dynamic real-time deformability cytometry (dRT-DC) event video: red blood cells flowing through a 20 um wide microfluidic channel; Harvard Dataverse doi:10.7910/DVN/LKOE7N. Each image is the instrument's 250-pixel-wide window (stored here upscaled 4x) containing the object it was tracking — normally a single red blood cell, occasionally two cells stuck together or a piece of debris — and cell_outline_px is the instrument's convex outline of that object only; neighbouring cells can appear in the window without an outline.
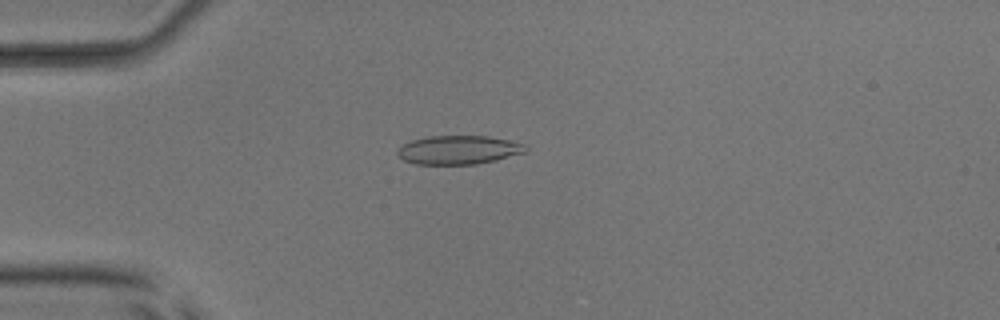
{"species": "common noctule bat (a hibernating species)", "species_latin": "Nyctalus noctula", "temperature_condition": "room temperature", "stored_images_in_passage": 46, "camera_frame_rate_fps": 3000, "um_per_image_px": 0.085, "animal": {"sex": "male", "body_mass_g": 17.9, "forearm_length_mm": 54.2}, "frame": {"image": 1, "passage_image": 14, "time_ms": 4.333, "image_size_px": [1000, 320], "cell_outline_px": [[528, 148], [524, 152], [476, 164], [416, 164], [404, 160], [396, 152], [404, 144], [412, 140], [428, 136], [488, 136], [528, 144]], "centroid_in_image_um": [38.98, 12.73], "position_along_channel_um": 46.0, "area_um2": 21.15}}
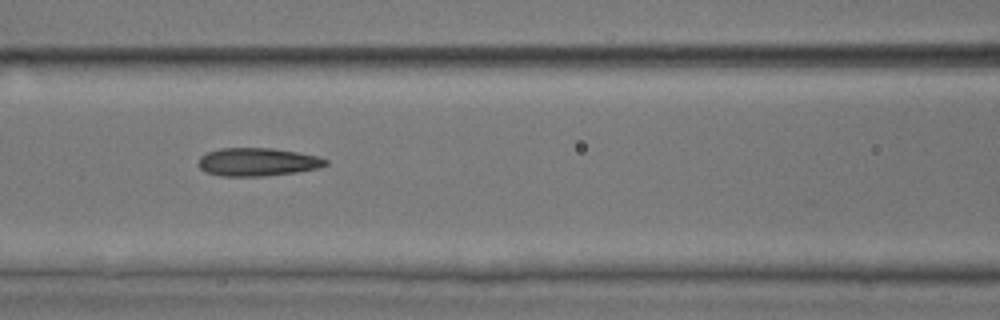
{"frame": {"image": 2, "passage_image": 23, "time_ms": 7.333, "image_size_px": [1000, 320], "cell_outline_px": [[328, 164], [320, 168], [296, 172], [264, 176], [220, 176], [204, 172], [196, 164], [200, 156], [208, 152], [220, 148], [272, 148], [296, 152], [316, 156], [328, 160]], "centroid_in_image_um": [21.85, 13.77], "position_along_channel_um": 144.8, "area_um2": 20.98}}
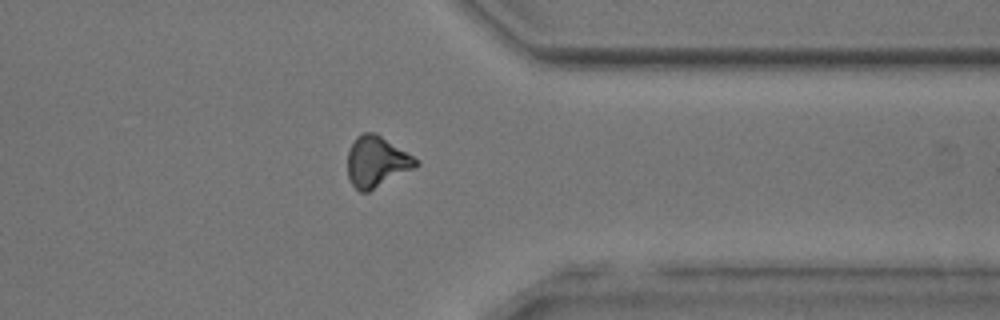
{"frame": {"image": 3, "passage_image": 41, "time_ms": 13.333, "image_size_px": [1000, 320], "cell_outline_px": [[420, 164], [368, 192], [360, 192], [352, 184], [348, 176], [348, 152], [356, 136], [360, 132], [376, 132], [420, 160]], "centroid_in_image_um": [32.01, 13.71], "position_along_channel_um": 379.4, "area_um2": 20.17}, "authors_computed_cell_mechanics": {"area_um2": 20.808, "velocity_mm_per_s": 4.0093, "shape_relaxation_time_tau1_ms": null, "shape_relaxation_time_tau2_ms": 4.0101, "deformation_change_tau1": null, "deformation_change_tau2": 0.1187}}